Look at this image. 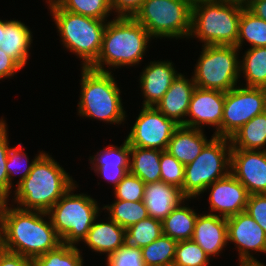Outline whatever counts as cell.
I'll use <instances>...</instances> for the list:
<instances>
[{"mask_svg":"<svg viewBox=\"0 0 266 266\" xmlns=\"http://www.w3.org/2000/svg\"><path fill=\"white\" fill-rule=\"evenodd\" d=\"M198 214L182 203L162 220L163 234L178 241L191 240Z\"/></svg>","mask_w":266,"mask_h":266,"instance_id":"cell-27","label":"cell"},{"mask_svg":"<svg viewBox=\"0 0 266 266\" xmlns=\"http://www.w3.org/2000/svg\"><path fill=\"white\" fill-rule=\"evenodd\" d=\"M249 42L251 47H266V21L253 14L244 7L239 19L238 39L235 47L239 50L244 41Z\"/></svg>","mask_w":266,"mask_h":266,"instance_id":"cell-28","label":"cell"},{"mask_svg":"<svg viewBox=\"0 0 266 266\" xmlns=\"http://www.w3.org/2000/svg\"><path fill=\"white\" fill-rule=\"evenodd\" d=\"M96 219L87 233L86 238L82 241L93 251L113 253L124 244V234L126 229L119 226L114 220L107 222H96Z\"/></svg>","mask_w":266,"mask_h":266,"instance_id":"cell-24","label":"cell"},{"mask_svg":"<svg viewBox=\"0 0 266 266\" xmlns=\"http://www.w3.org/2000/svg\"><path fill=\"white\" fill-rule=\"evenodd\" d=\"M247 8L257 17L266 21V0H249Z\"/></svg>","mask_w":266,"mask_h":266,"instance_id":"cell-45","label":"cell"},{"mask_svg":"<svg viewBox=\"0 0 266 266\" xmlns=\"http://www.w3.org/2000/svg\"><path fill=\"white\" fill-rule=\"evenodd\" d=\"M210 190V212H218L219 216L228 218L246 210L249 198L247 189L231 174L215 181L205 188Z\"/></svg>","mask_w":266,"mask_h":266,"instance_id":"cell-16","label":"cell"},{"mask_svg":"<svg viewBox=\"0 0 266 266\" xmlns=\"http://www.w3.org/2000/svg\"><path fill=\"white\" fill-rule=\"evenodd\" d=\"M149 32L133 17H117L107 22L102 48L91 69L109 72L111 67L133 66L143 59L149 43Z\"/></svg>","mask_w":266,"mask_h":266,"instance_id":"cell-3","label":"cell"},{"mask_svg":"<svg viewBox=\"0 0 266 266\" xmlns=\"http://www.w3.org/2000/svg\"><path fill=\"white\" fill-rule=\"evenodd\" d=\"M243 8L217 0H203L192 4L189 37L194 35L204 46H235Z\"/></svg>","mask_w":266,"mask_h":266,"instance_id":"cell-4","label":"cell"},{"mask_svg":"<svg viewBox=\"0 0 266 266\" xmlns=\"http://www.w3.org/2000/svg\"><path fill=\"white\" fill-rule=\"evenodd\" d=\"M231 149L266 151V111L245 123L230 138Z\"/></svg>","mask_w":266,"mask_h":266,"instance_id":"cell-25","label":"cell"},{"mask_svg":"<svg viewBox=\"0 0 266 266\" xmlns=\"http://www.w3.org/2000/svg\"><path fill=\"white\" fill-rule=\"evenodd\" d=\"M177 241L162 234L147 246L141 248L145 265L171 264L175 257Z\"/></svg>","mask_w":266,"mask_h":266,"instance_id":"cell-32","label":"cell"},{"mask_svg":"<svg viewBox=\"0 0 266 266\" xmlns=\"http://www.w3.org/2000/svg\"><path fill=\"white\" fill-rule=\"evenodd\" d=\"M229 138L214 137L189 164L185 165L182 193L196 198L205 188L230 173Z\"/></svg>","mask_w":266,"mask_h":266,"instance_id":"cell-8","label":"cell"},{"mask_svg":"<svg viewBox=\"0 0 266 266\" xmlns=\"http://www.w3.org/2000/svg\"><path fill=\"white\" fill-rule=\"evenodd\" d=\"M92 169L115 187L129 172L130 145L127 140L120 147L110 145L97 155L90 156Z\"/></svg>","mask_w":266,"mask_h":266,"instance_id":"cell-19","label":"cell"},{"mask_svg":"<svg viewBox=\"0 0 266 266\" xmlns=\"http://www.w3.org/2000/svg\"><path fill=\"white\" fill-rule=\"evenodd\" d=\"M44 152H40L38 156H35V159L32 160L30 164H28L27 153H25L22 149V145L19 144L17 147H12L8 153V159L6 163V169L8 173V181H9V194L12 189V177L16 174H21L20 180L17 183V186L29 175L32 170L34 162L43 154ZM23 163L25 165H23ZM21 165H23V169H21ZM20 167V168H19ZM19 168V169H18ZM21 169V170H20ZM22 172V173H21ZM14 174V175H13Z\"/></svg>","mask_w":266,"mask_h":266,"instance_id":"cell-36","label":"cell"},{"mask_svg":"<svg viewBox=\"0 0 266 266\" xmlns=\"http://www.w3.org/2000/svg\"><path fill=\"white\" fill-rule=\"evenodd\" d=\"M144 0H110L112 11L117 17H133L140 9Z\"/></svg>","mask_w":266,"mask_h":266,"instance_id":"cell-42","label":"cell"},{"mask_svg":"<svg viewBox=\"0 0 266 266\" xmlns=\"http://www.w3.org/2000/svg\"><path fill=\"white\" fill-rule=\"evenodd\" d=\"M145 266H175V265L171 263V264H163V265H145Z\"/></svg>","mask_w":266,"mask_h":266,"instance_id":"cell-50","label":"cell"},{"mask_svg":"<svg viewBox=\"0 0 266 266\" xmlns=\"http://www.w3.org/2000/svg\"><path fill=\"white\" fill-rule=\"evenodd\" d=\"M126 140L130 146L166 151L179 126L155 106H143Z\"/></svg>","mask_w":266,"mask_h":266,"instance_id":"cell-12","label":"cell"},{"mask_svg":"<svg viewBox=\"0 0 266 266\" xmlns=\"http://www.w3.org/2000/svg\"><path fill=\"white\" fill-rule=\"evenodd\" d=\"M75 185L47 212L62 243L72 246L86 238L100 211L95 199L84 193L74 195L71 192Z\"/></svg>","mask_w":266,"mask_h":266,"instance_id":"cell-7","label":"cell"},{"mask_svg":"<svg viewBox=\"0 0 266 266\" xmlns=\"http://www.w3.org/2000/svg\"><path fill=\"white\" fill-rule=\"evenodd\" d=\"M246 87L266 88V47L247 49L240 63Z\"/></svg>","mask_w":266,"mask_h":266,"instance_id":"cell-29","label":"cell"},{"mask_svg":"<svg viewBox=\"0 0 266 266\" xmlns=\"http://www.w3.org/2000/svg\"><path fill=\"white\" fill-rule=\"evenodd\" d=\"M58 5L63 10L100 20H107L112 11L110 0H61Z\"/></svg>","mask_w":266,"mask_h":266,"instance_id":"cell-34","label":"cell"},{"mask_svg":"<svg viewBox=\"0 0 266 266\" xmlns=\"http://www.w3.org/2000/svg\"><path fill=\"white\" fill-rule=\"evenodd\" d=\"M210 257L192 239L178 241L173 264L175 266H208Z\"/></svg>","mask_w":266,"mask_h":266,"instance_id":"cell-35","label":"cell"},{"mask_svg":"<svg viewBox=\"0 0 266 266\" xmlns=\"http://www.w3.org/2000/svg\"><path fill=\"white\" fill-rule=\"evenodd\" d=\"M61 0H49V6L53 4H58Z\"/></svg>","mask_w":266,"mask_h":266,"instance_id":"cell-49","label":"cell"},{"mask_svg":"<svg viewBox=\"0 0 266 266\" xmlns=\"http://www.w3.org/2000/svg\"><path fill=\"white\" fill-rule=\"evenodd\" d=\"M22 67L0 49V80L13 76Z\"/></svg>","mask_w":266,"mask_h":266,"instance_id":"cell-44","label":"cell"},{"mask_svg":"<svg viewBox=\"0 0 266 266\" xmlns=\"http://www.w3.org/2000/svg\"><path fill=\"white\" fill-rule=\"evenodd\" d=\"M110 213L108 219L114 220L124 229L149 217L143 201H123L116 199L114 203L103 206Z\"/></svg>","mask_w":266,"mask_h":266,"instance_id":"cell-31","label":"cell"},{"mask_svg":"<svg viewBox=\"0 0 266 266\" xmlns=\"http://www.w3.org/2000/svg\"><path fill=\"white\" fill-rule=\"evenodd\" d=\"M185 200L188 199L176 186L163 181L145 184L143 202L149 217L162 221Z\"/></svg>","mask_w":266,"mask_h":266,"instance_id":"cell-21","label":"cell"},{"mask_svg":"<svg viewBox=\"0 0 266 266\" xmlns=\"http://www.w3.org/2000/svg\"><path fill=\"white\" fill-rule=\"evenodd\" d=\"M74 184L62 166L44 152L16 186L14 201L20 209L47 213Z\"/></svg>","mask_w":266,"mask_h":266,"instance_id":"cell-2","label":"cell"},{"mask_svg":"<svg viewBox=\"0 0 266 266\" xmlns=\"http://www.w3.org/2000/svg\"><path fill=\"white\" fill-rule=\"evenodd\" d=\"M240 266H266L260 262L240 263Z\"/></svg>","mask_w":266,"mask_h":266,"instance_id":"cell-48","label":"cell"},{"mask_svg":"<svg viewBox=\"0 0 266 266\" xmlns=\"http://www.w3.org/2000/svg\"><path fill=\"white\" fill-rule=\"evenodd\" d=\"M48 213L23 210L7 205L4 213L2 248L35 260L57 248L62 240L54 229ZM44 218V219H43Z\"/></svg>","mask_w":266,"mask_h":266,"instance_id":"cell-1","label":"cell"},{"mask_svg":"<svg viewBox=\"0 0 266 266\" xmlns=\"http://www.w3.org/2000/svg\"><path fill=\"white\" fill-rule=\"evenodd\" d=\"M191 10L188 0H144L133 18L151 37L189 38Z\"/></svg>","mask_w":266,"mask_h":266,"instance_id":"cell-9","label":"cell"},{"mask_svg":"<svg viewBox=\"0 0 266 266\" xmlns=\"http://www.w3.org/2000/svg\"><path fill=\"white\" fill-rule=\"evenodd\" d=\"M35 266H83V257L77 246L60 244L57 248L38 256Z\"/></svg>","mask_w":266,"mask_h":266,"instance_id":"cell-33","label":"cell"},{"mask_svg":"<svg viewBox=\"0 0 266 266\" xmlns=\"http://www.w3.org/2000/svg\"><path fill=\"white\" fill-rule=\"evenodd\" d=\"M8 198L0 196V249H2L3 242V225H4V213L7 207Z\"/></svg>","mask_w":266,"mask_h":266,"instance_id":"cell-46","label":"cell"},{"mask_svg":"<svg viewBox=\"0 0 266 266\" xmlns=\"http://www.w3.org/2000/svg\"><path fill=\"white\" fill-rule=\"evenodd\" d=\"M192 240L209 257L219 255L228 243L227 219L218 214H198Z\"/></svg>","mask_w":266,"mask_h":266,"instance_id":"cell-18","label":"cell"},{"mask_svg":"<svg viewBox=\"0 0 266 266\" xmlns=\"http://www.w3.org/2000/svg\"><path fill=\"white\" fill-rule=\"evenodd\" d=\"M234 87L225 93L221 137L231 138L245 123L266 111V88Z\"/></svg>","mask_w":266,"mask_h":266,"instance_id":"cell-11","label":"cell"},{"mask_svg":"<svg viewBox=\"0 0 266 266\" xmlns=\"http://www.w3.org/2000/svg\"><path fill=\"white\" fill-rule=\"evenodd\" d=\"M162 150L130 146L129 172L141 178L145 184L161 181L160 156Z\"/></svg>","mask_w":266,"mask_h":266,"instance_id":"cell-26","label":"cell"},{"mask_svg":"<svg viewBox=\"0 0 266 266\" xmlns=\"http://www.w3.org/2000/svg\"><path fill=\"white\" fill-rule=\"evenodd\" d=\"M113 189L118 200L143 201L145 183L141 178L128 172Z\"/></svg>","mask_w":266,"mask_h":266,"instance_id":"cell-38","label":"cell"},{"mask_svg":"<svg viewBox=\"0 0 266 266\" xmlns=\"http://www.w3.org/2000/svg\"><path fill=\"white\" fill-rule=\"evenodd\" d=\"M224 102L225 92L195 87L186 115L191 119H185V126L201 129L204 125H212L216 127L213 135L221 137Z\"/></svg>","mask_w":266,"mask_h":266,"instance_id":"cell-15","label":"cell"},{"mask_svg":"<svg viewBox=\"0 0 266 266\" xmlns=\"http://www.w3.org/2000/svg\"><path fill=\"white\" fill-rule=\"evenodd\" d=\"M202 47L192 76L196 87L226 93L237 86L241 74L239 50L235 46L203 45Z\"/></svg>","mask_w":266,"mask_h":266,"instance_id":"cell-10","label":"cell"},{"mask_svg":"<svg viewBox=\"0 0 266 266\" xmlns=\"http://www.w3.org/2000/svg\"><path fill=\"white\" fill-rule=\"evenodd\" d=\"M7 125L3 118L0 120V196L9 197V181L6 169L10 146L7 136Z\"/></svg>","mask_w":266,"mask_h":266,"instance_id":"cell-40","label":"cell"},{"mask_svg":"<svg viewBox=\"0 0 266 266\" xmlns=\"http://www.w3.org/2000/svg\"><path fill=\"white\" fill-rule=\"evenodd\" d=\"M195 87L193 77L189 80L179 73L155 107L167 118L173 119L178 125L185 126L184 118H186Z\"/></svg>","mask_w":266,"mask_h":266,"instance_id":"cell-20","label":"cell"},{"mask_svg":"<svg viewBox=\"0 0 266 266\" xmlns=\"http://www.w3.org/2000/svg\"><path fill=\"white\" fill-rule=\"evenodd\" d=\"M185 166L167 151L160 156V177L166 184L183 188Z\"/></svg>","mask_w":266,"mask_h":266,"instance_id":"cell-37","label":"cell"},{"mask_svg":"<svg viewBox=\"0 0 266 266\" xmlns=\"http://www.w3.org/2000/svg\"><path fill=\"white\" fill-rule=\"evenodd\" d=\"M178 74L170 61H151L140 75V88L145 98L143 106H155Z\"/></svg>","mask_w":266,"mask_h":266,"instance_id":"cell-17","label":"cell"},{"mask_svg":"<svg viewBox=\"0 0 266 266\" xmlns=\"http://www.w3.org/2000/svg\"><path fill=\"white\" fill-rule=\"evenodd\" d=\"M0 266H35L34 260L20 254L0 249Z\"/></svg>","mask_w":266,"mask_h":266,"instance_id":"cell-43","label":"cell"},{"mask_svg":"<svg viewBox=\"0 0 266 266\" xmlns=\"http://www.w3.org/2000/svg\"><path fill=\"white\" fill-rule=\"evenodd\" d=\"M227 219V237L239 251V263L260 262L251 255V251L266 253V233L246 212L230 216Z\"/></svg>","mask_w":266,"mask_h":266,"instance_id":"cell-13","label":"cell"},{"mask_svg":"<svg viewBox=\"0 0 266 266\" xmlns=\"http://www.w3.org/2000/svg\"><path fill=\"white\" fill-rule=\"evenodd\" d=\"M230 173L250 195L266 194V151L231 149Z\"/></svg>","mask_w":266,"mask_h":266,"instance_id":"cell-14","label":"cell"},{"mask_svg":"<svg viewBox=\"0 0 266 266\" xmlns=\"http://www.w3.org/2000/svg\"><path fill=\"white\" fill-rule=\"evenodd\" d=\"M162 234V221L148 217L126 229L123 245L142 248L158 239Z\"/></svg>","mask_w":266,"mask_h":266,"instance_id":"cell-30","label":"cell"},{"mask_svg":"<svg viewBox=\"0 0 266 266\" xmlns=\"http://www.w3.org/2000/svg\"><path fill=\"white\" fill-rule=\"evenodd\" d=\"M106 261L107 266H145L141 248L125 245L107 255Z\"/></svg>","mask_w":266,"mask_h":266,"instance_id":"cell-39","label":"cell"},{"mask_svg":"<svg viewBox=\"0 0 266 266\" xmlns=\"http://www.w3.org/2000/svg\"><path fill=\"white\" fill-rule=\"evenodd\" d=\"M0 30H4V21L0 20Z\"/></svg>","mask_w":266,"mask_h":266,"instance_id":"cell-51","label":"cell"},{"mask_svg":"<svg viewBox=\"0 0 266 266\" xmlns=\"http://www.w3.org/2000/svg\"><path fill=\"white\" fill-rule=\"evenodd\" d=\"M79 115L121 124L125 110L121 103L120 89L111 72H101L82 67Z\"/></svg>","mask_w":266,"mask_h":266,"instance_id":"cell-6","label":"cell"},{"mask_svg":"<svg viewBox=\"0 0 266 266\" xmlns=\"http://www.w3.org/2000/svg\"><path fill=\"white\" fill-rule=\"evenodd\" d=\"M217 1H222L224 3H233L243 7H247L249 3V0H217Z\"/></svg>","mask_w":266,"mask_h":266,"instance_id":"cell-47","label":"cell"},{"mask_svg":"<svg viewBox=\"0 0 266 266\" xmlns=\"http://www.w3.org/2000/svg\"><path fill=\"white\" fill-rule=\"evenodd\" d=\"M32 43L30 29L21 21H4V30H0V49L12 57L22 68L27 63Z\"/></svg>","mask_w":266,"mask_h":266,"instance_id":"cell-23","label":"cell"},{"mask_svg":"<svg viewBox=\"0 0 266 266\" xmlns=\"http://www.w3.org/2000/svg\"><path fill=\"white\" fill-rule=\"evenodd\" d=\"M49 7L62 44L82 59L83 68H90L100 55L107 20L75 14L58 4Z\"/></svg>","mask_w":266,"mask_h":266,"instance_id":"cell-5","label":"cell"},{"mask_svg":"<svg viewBox=\"0 0 266 266\" xmlns=\"http://www.w3.org/2000/svg\"><path fill=\"white\" fill-rule=\"evenodd\" d=\"M245 211L266 233V194L249 195Z\"/></svg>","mask_w":266,"mask_h":266,"instance_id":"cell-41","label":"cell"},{"mask_svg":"<svg viewBox=\"0 0 266 266\" xmlns=\"http://www.w3.org/2000/svg\"><path fill=\"white\" fill-rule=\"evenodd\" d=\"M191 4H194L196 2H200V1H203V0H188Z\"/></svg>","mask_w":266,"mask_h":266,"instance_id":"cell-52","label":"cell"},{"mask_svg":"<svg viewBox=\"0 0 266 266\" xmlns=\"http://www.w3.org/2000/svg\"><path fill=\"white\" fill-rule=\"evenodd\" d=\"M208 141L202 129L179 125L167 145L166 151L184 166L191 163L214 138Z\"/></svg>","mask_w":266,"mask_h":266,"instance_id":"cell-22","label":"cell"}]
</instances>
